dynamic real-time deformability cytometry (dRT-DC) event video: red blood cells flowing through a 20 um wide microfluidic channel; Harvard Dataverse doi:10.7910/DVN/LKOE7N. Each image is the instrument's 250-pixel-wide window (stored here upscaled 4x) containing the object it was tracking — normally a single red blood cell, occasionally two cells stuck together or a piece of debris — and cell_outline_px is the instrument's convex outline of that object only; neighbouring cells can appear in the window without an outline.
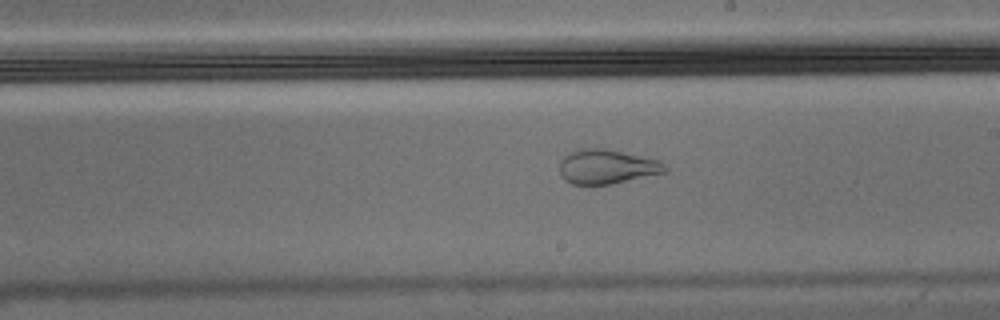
{"species": "Egyptian fruit bat (a non-hibernating species)", "species_latin": "Rousettus aegyptiacus", "temperature_condition": "warm", "stored_images_in_passage": 55, "camera_frame_rate_fps": 3000, "um_per_image_px": 0.085, "animal": {"sex": "male"}, "frame": {"image": 1, "passage_image": 31, "time_ms": 10.0, "image_size_px": [1000, 320], "cell_outline_px": [[668, 172], [612, 184], [572, 184], [564, 180], [560, 176], [560, 160], [564, 156], [580, 148], [604, 148], [660, 160], [668, 168]], "centroid_in_image_um": [51.6, 14.17], "position_along_channel_um": 237.4, "area_um2": 21.27}}
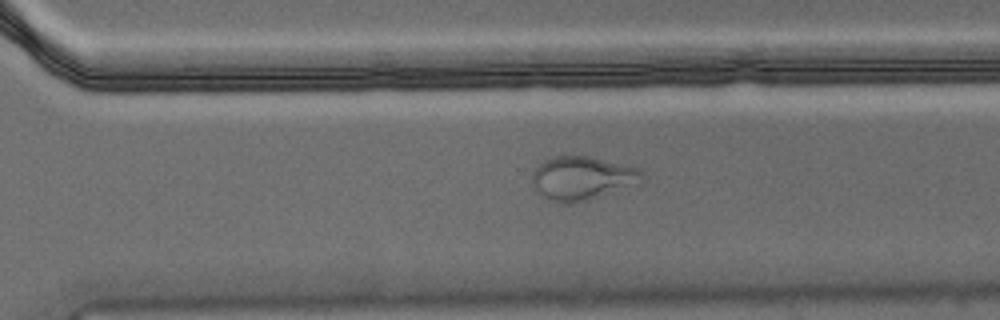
{"frame": {"image": 2, "passage_image": 38, "time_ms": 12.333, "image_size_px": [1000, 320], "cell_outline_px": [[644, 180], [636, 184], [572, 204], [556, 204], [548, 200], [532, 184], [532, 176], [536, 168], [544, 160], [556, 156], [588, 156], [640, 168], [644, 172]], "centroid_in_image_um": [49.48, 15.14], "position_along_channel_um": 321.1, "area_um2": 27.69}}
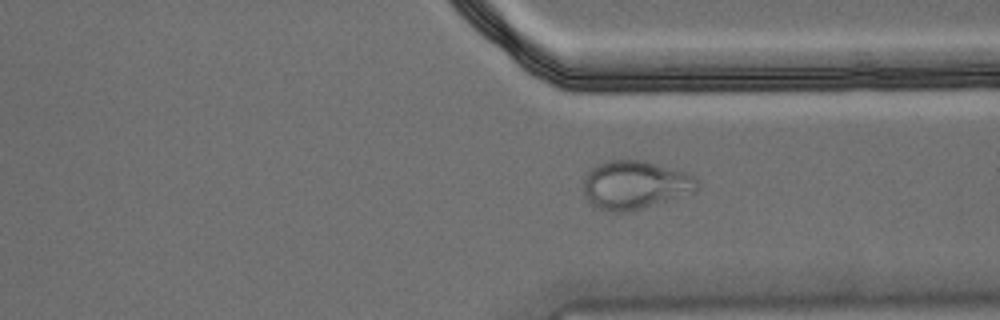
{"frame": {"image": 3, "passage_image": 41, "time_ms": 13.333, "image_size_px": [1000, 320], "cell_outline_px": [[696, 188], [664, 200], [628, 212], [612, 212], [600, 208], [592, 204], [584, 196], [584, 180], [588, 172], [596, 164], [604, 160], [644, 160], [688, 172], [696, 180]], "centroid_in_image_um": [53.87, 15.67], "position_along_channel_um": 357.5, "area_um2": 31.27}, "authors_computed_cell_mechanics": {"area_um2": 27.2238, "velocity_mm_per_s": 3.6047, "shape_relaxation_time_tau1_ms": null, "shape_relaxation_time_tau2_ms": 1.0291, "deformation_change_tau1": null, "deformation_change_tau2": 0.0664}}